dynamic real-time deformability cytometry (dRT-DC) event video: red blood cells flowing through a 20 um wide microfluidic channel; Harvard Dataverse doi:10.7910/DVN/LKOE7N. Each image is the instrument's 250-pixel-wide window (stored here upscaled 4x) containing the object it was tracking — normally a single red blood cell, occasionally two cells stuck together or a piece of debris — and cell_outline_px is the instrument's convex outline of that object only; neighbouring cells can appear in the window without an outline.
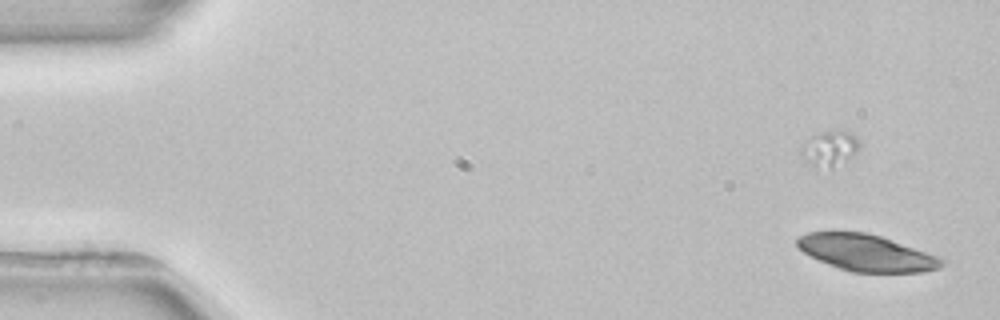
{"species": "common noctule bat (a hibernating species)", "species_latin": "Nyctalus noctula", "temperature_condition": "room temperature", "stored_images_in_passage": 4, "camera_frame_rate_fps": 3000, "um_per_image_px": 0.085, "animal": {"sex": "female", "body_mass_g": 22.7, "forearm_length_mm": 54.2}, "frame": {"image": 1, "passage_image": 1, "time_ms": 0.0, "image_size_px": [1000, 320], "cell_outline_px": [[944, 264], [940, 268], [924, 272], [852, 272], [840, 268], [820, 260], [804, 252], [796, 244], [796, 240], [800, 236], [808, 232], [832, 228], [868, 232], [892, 240], [936, 256], [944, 260]], "centroid_in_image_um": [73.58, 21.43], "position_along_channel_um": 11.4, "area_um2": 31.1}}